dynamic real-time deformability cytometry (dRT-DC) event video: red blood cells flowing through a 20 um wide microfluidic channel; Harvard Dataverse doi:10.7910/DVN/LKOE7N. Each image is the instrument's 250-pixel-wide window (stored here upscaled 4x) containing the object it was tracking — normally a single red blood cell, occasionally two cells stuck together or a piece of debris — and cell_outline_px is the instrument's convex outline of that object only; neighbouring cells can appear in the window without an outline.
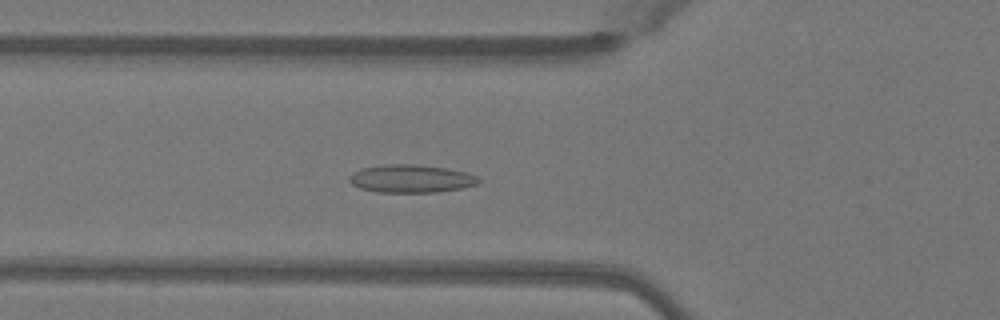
{"species": "Egyptian fruit bat (a non-hibernating species)", "species_latin": "Rousettus aegyptiacus", "temperature_condition": "warm", "stored_images_in_passage": 44, "camera_frame_rate_fps": 3000, "um_per_image_px": 0.085, "animal": {"sex": "female"}, "frame": {"image": 1, "passage_image": 11, "time_ms": 3.333, "image_size_px": [1000, 320], "cell_outline_px": [[484, 180], [476, 184], [460, 188], [436, 192], [376, 192], [360, 188], [352, 184], [348, 180], [348, 176], [352, 172], [360, 168], [384, 164], [412, 164], [448, 168], [468, 172], [480, 176]], "centroid_in_image_um": [34.95, 15.17], "position_along_channel_um": 90.8, "area_um2": 21.39}}
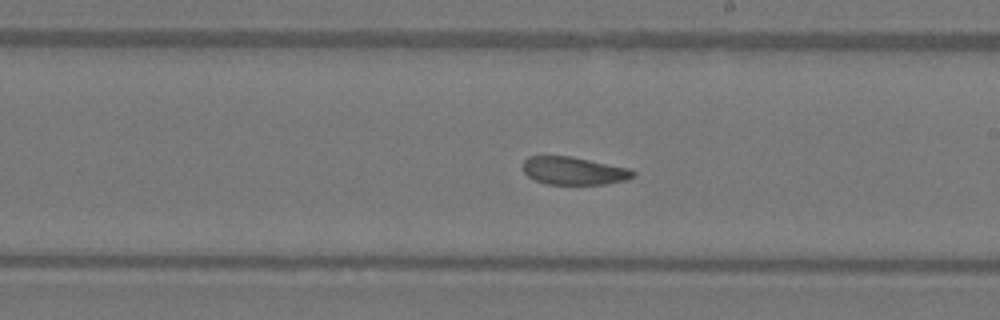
{"frame": {"image": 2, "passage_image": 22, "time_ms": 7.0, "image_size_px": [1000, 320], "cell_outline_px": [[636, 176], [624, 180], [604, 184], [548, 184], [536, 180], [528, 176], [524, 172], [524, 160], [528, 156], [572, 156], [632, 168], [636, 172]], "centroid_in_image_um": [48.83, 14.51], "position_along_channel_um": 240.2, "area_um2": 17.98}}
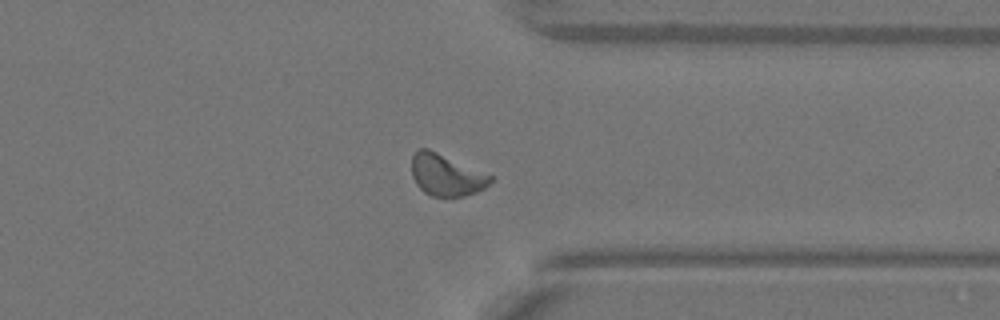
{"frame": {"image": 3, "passage_image": 32, "time_ms": 10.333, "image_size_px": [1000, 320], "cell_outline_px": [[496, 176], [484, 188], [476, 192], [464, 196], [432, 196], [424, 192], [416, 184], [412, 176], [412, 156], [420, 148], [428, 148]], "centroid_in_image_um": [37.96, 14.87], "position_along_channel_um": 373.4, "area_um2": 19.25}, "authors_computed_cell_mechanics": {"area_um2": 19.074, "velocity_mm_per_s": 4.0779, "shape_relaxation_time_tau1_ms": 6.6653, "shape_relaxation_time_tau2_ms": 2.6749, "deformation_change_tau1": 0.1565, "deformation_change_tau2": 0.0967}}